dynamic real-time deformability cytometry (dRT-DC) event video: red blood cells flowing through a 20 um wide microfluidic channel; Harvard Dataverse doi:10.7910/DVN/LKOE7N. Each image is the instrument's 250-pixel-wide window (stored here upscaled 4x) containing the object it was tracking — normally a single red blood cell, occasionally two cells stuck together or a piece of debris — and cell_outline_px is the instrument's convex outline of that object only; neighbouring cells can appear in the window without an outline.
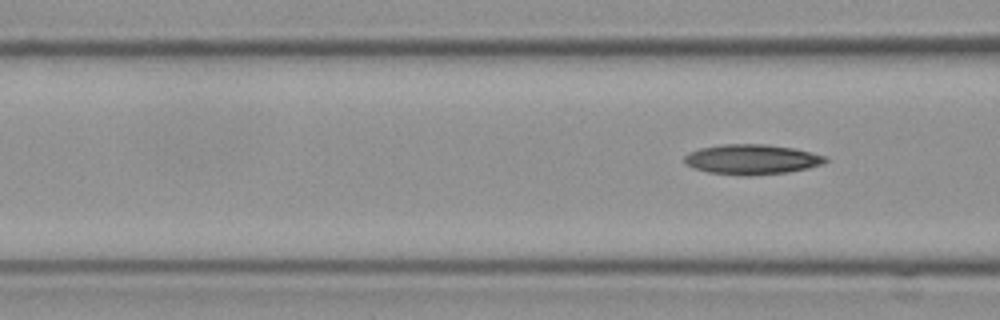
{"species": "Egyptian fruit bat (a non-hibernating species)", "species_latin": "Rousettus aegyptiacus", "temperature_condition": "cold", "stored_images_in_passage": 8, "segment_of_instrument_passage": [2, 2], "camera_frame_rate_fps": 3000, "um_per_image_px": 0.085, "frame": {"image": 1, "passage_image": 8, "time_ms": 2.333, "image_size_px": [1000, 320], "cell_outline_px": [[828, 160], [824, 164], [808, 168], [788, 172], [752, 176], [744, 176], [708, 172], [696, 168], [688, 164], [684, 160], [684, 156], [688, 152], [700, 148], [724, 144], [764, 144], [792, 148], [812, 152], [828, 156]], "centroid_in_image_um": [63.95, 13.55], "position_along_channel_um": 102.6, "area_um2": 24.74}}